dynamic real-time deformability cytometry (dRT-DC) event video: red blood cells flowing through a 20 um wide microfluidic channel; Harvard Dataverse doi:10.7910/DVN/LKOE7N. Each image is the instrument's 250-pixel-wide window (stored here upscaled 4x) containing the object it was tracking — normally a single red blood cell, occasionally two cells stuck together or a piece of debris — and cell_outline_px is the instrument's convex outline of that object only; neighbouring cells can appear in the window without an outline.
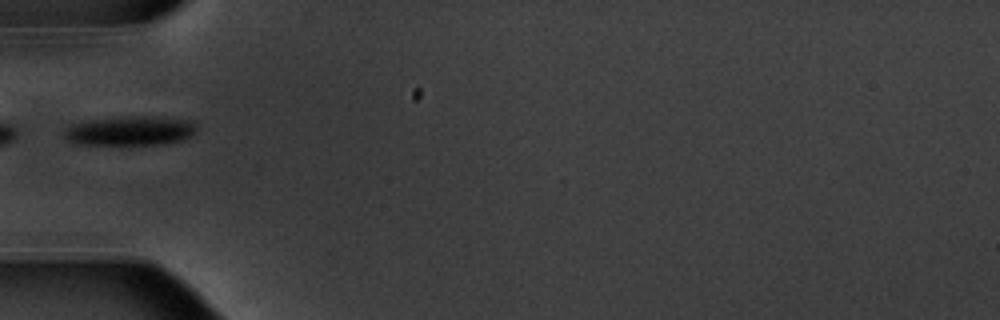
{"species": "common noctule bat (a hibernating species)", "species_latin": "Nyctalus noctula", "temperature_condition": "warm", "stored_images_in_passage": 22, "camera_frame_rate_fps": 3000, "um_per_image_px": 0.085, "animal": {"sex": "male", "body_mass_g": 20.1, "forearm_length_mm": 53.5}, "frame": {"image": 1, "passage_image": 1, "time_ms": 0.0, "image_size_px": [1000, 320], "cell_outline_px": [[196, 132], [192, 136], [184, 140], [164, 144], [80, 144], [68, 140], [64, 136], [64, 132], [68, 128], [76, 124], [92, 120], [140, 116], [144, 116], [192, 120], [196, 124]], "centroid_in_image_um": [11.18, 11.13], "position_along_channel_um": 73.8, "area_um2": 22.2}}
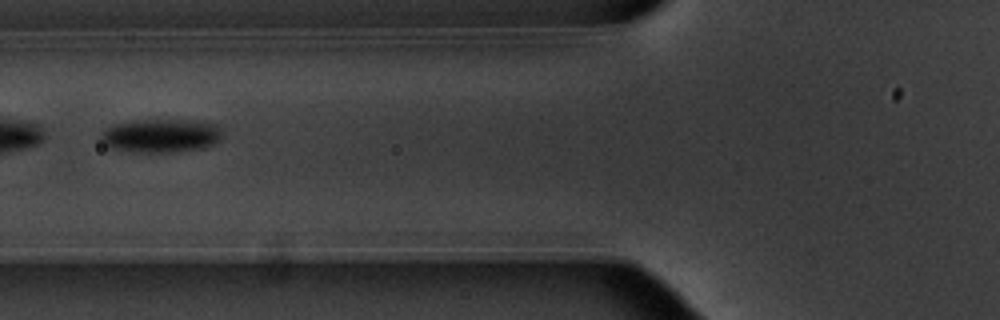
{"frame": {"image": 2, "passage_image": 4, "time_ms": 1.0, "image_size_px": [1000, 320], "cell_outline_px": [[220, 140], [212, 144], [200, 148], [172, 152], [132, 152], [108, 148], [100, 140], [100, 132], [112, 124], [132, 120], [196, 120], [216, 124], [220, 132]], "centroid_in_image_um": [13.58, 11.52], "position_along_channel_um": 112.2, "area_um2": 23.93}}
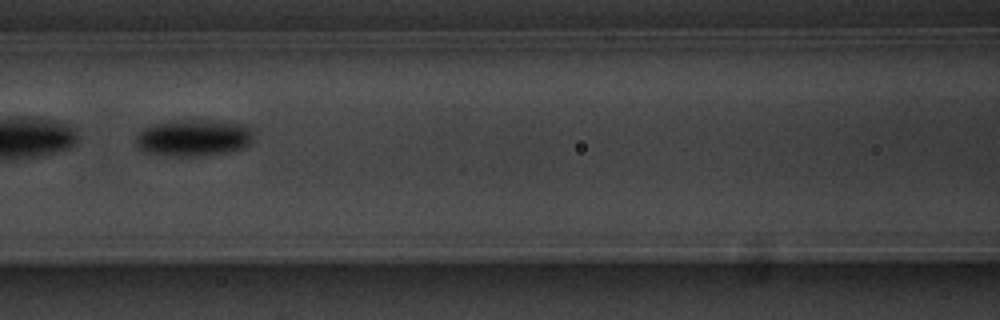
{"frame": {"image": 3, "passage_image": 7, "time_ms": 2.0, "image_size_px": [1000, 320], "cell_outline_px": [[252, 140], [244, 148], [228, 152], [196, 156], [176, 156], [148, 152], [140, 148], [136, 140], [136, 136], [144, 128], [156, 124], [176, 120], [220, 120], [244, 124], [252, 132]], "centroid_in_image_um": [16.5, 11.7], "position_along_channel_um": 150.1, "area_um2": 24.91}}